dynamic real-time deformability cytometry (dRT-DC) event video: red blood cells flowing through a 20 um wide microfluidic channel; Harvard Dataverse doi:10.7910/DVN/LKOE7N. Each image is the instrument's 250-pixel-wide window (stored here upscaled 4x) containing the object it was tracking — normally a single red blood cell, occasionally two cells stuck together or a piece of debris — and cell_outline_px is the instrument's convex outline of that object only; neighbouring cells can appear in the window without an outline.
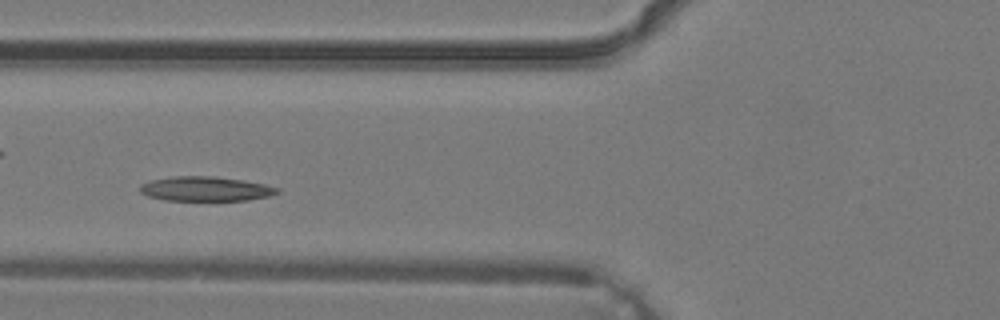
{"species": "common noctule bat (a hibernating species)", "species_latin": "Nyctalus noctula", "temperature_condition": "warm", "stored_images_in_passage": 5, "camera_frame_rate_fps": 3000, "um_per_image_px": 0.085, "animal": {"sex": "male", "body_mass_g": 19.2, "forearm_length_mm": 51.8}, "frame": {"image": 1, "passage_image": 5, "time_ms": 1.333, "image_size_px": [1000, 320], "cell_outline_px": [[280, 192], [268, 196], [248, 200], [164, 200], [148, 196], [140, 192], [140, 184], [152, 180], [176, 176], [212, 176], [240, 180], [264, 184], [280, 188]], "centroid_in_image_um": [17.47, 16.05], "position_along_channel_um": 108.3, "area_um2": 19.42}}